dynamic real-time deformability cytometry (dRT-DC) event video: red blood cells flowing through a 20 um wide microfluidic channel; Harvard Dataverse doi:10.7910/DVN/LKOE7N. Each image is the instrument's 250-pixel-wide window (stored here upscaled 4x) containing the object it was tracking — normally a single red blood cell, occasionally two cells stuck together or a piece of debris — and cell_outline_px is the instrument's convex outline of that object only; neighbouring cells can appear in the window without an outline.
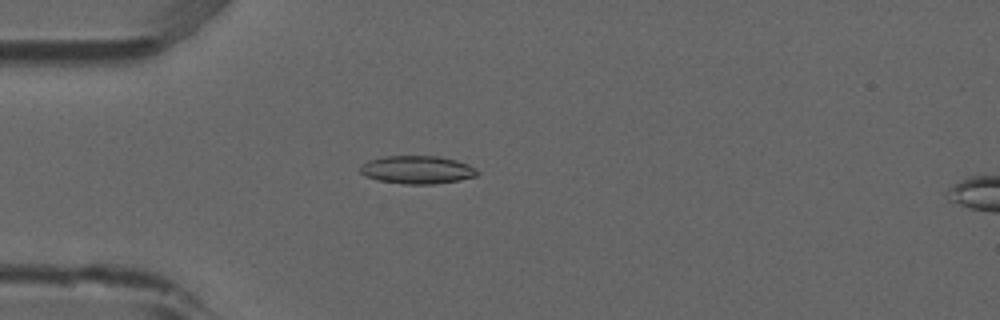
{"species": "common noctule bat (a hibernating species)", "species_latin": "Nyctalus noctula", "temperature_condition": "room temperature", "stored_images_in_passage": 6, "camera_frame_rate_fps": 3000, "um_per_image_px": 0.085, "animal": {"sex": "male", "forearm_length_mm": 52.5}, "frame": {"image": 1, "passage_image": 5, "time_ms": 1.333, "image_size_px": [1000, 320], "cell_outline_px": [[480, 172], [476, 176], [460, 180], [432, 184], [404, 184], [376, 180], [364, 176], [360, 172], [360, 164], [368, 160], [384, 156], [440, 156], [456, 160], [468, 164]], "centroid_in_image_um": [35.43, 14.43], "position_along_channel_um": 49.6, "area_um2": 19.31}}